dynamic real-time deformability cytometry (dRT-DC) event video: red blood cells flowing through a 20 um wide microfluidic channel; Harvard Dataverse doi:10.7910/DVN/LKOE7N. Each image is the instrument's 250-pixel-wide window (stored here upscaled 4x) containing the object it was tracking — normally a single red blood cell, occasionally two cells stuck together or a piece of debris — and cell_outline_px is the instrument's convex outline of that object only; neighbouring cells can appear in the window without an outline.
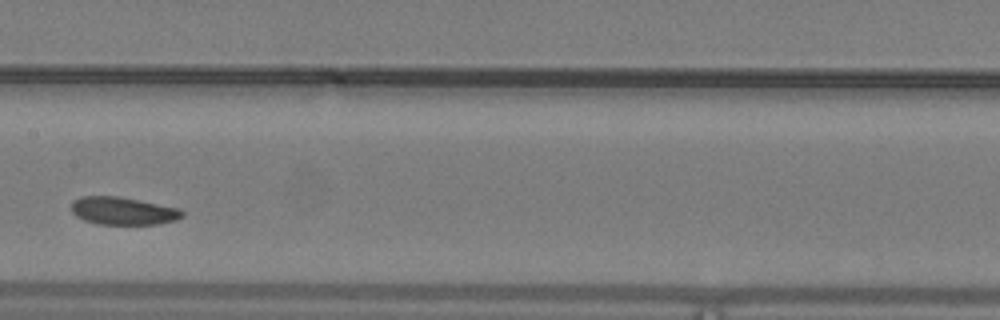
{"species": "common noctule bat (a hibernating species)", "species_latin": "Nyctalus noctula", "temperature_condition": "warm", "stored_images_in_passage": 31, "camera_frame_rate_fps": 3000, "um_per_image_px": 0.085, "animal": {"sex": "male", "body_mass_g": 19.2, "forearm_length_mm": 51.8}, "frame": {"image": 1, "passage_image": 10, "time_ms": 3.0, "image_size_px": [1000, 320], "cell_outline_px": [[184, 216], [176, 220], [156, 224], [96, 224], [84, 220], [76, 216], [72, 212], [72, 200], [80, 196], [120, 196], [180, 208], [184, 212]], "centroid_in_image_um": [10.46, 17.92], "position_along_channel_um": 196.9, "area_um2": 18.09}}